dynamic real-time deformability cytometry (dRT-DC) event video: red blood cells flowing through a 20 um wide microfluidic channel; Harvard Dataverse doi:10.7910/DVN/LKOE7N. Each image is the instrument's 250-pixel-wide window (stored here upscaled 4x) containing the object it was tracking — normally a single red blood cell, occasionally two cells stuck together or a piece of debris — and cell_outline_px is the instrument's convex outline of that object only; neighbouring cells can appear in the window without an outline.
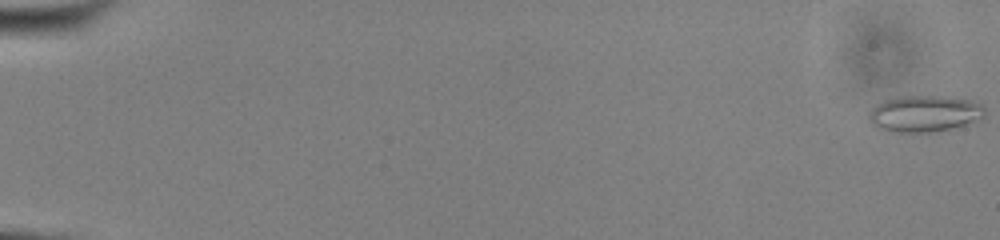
{"species": "common noctule bat (a hibernating species)", "species_latin": "Nyctalus noctula", "temperature_condition": "cold", "stored_images_in_passage": 55, "camera_frame_rate_fps": 3000, "um_per_image_px": 0.085, "animal": {"sex": "male", "body_mass_g": 13.0, "forearm_length_mm": 53.1}, "frame": {"image": 1, "passage_image": 1, "time_ms": 0.0, "image_size_px": [1000, 240], "cell_outline_px": [[984, 116], [980, 120], [932, 132], [888, 132], [876, 128], [868, 120], [868, 116], [872, 108], [876, 104], [884, 100], [900, 96], [948, 96], [972, 100], [984, 104]], "centroid_in_image_um": [78.56, 9.65], "position_along_channel_um": 6.4, "area_um2": 24.85}}
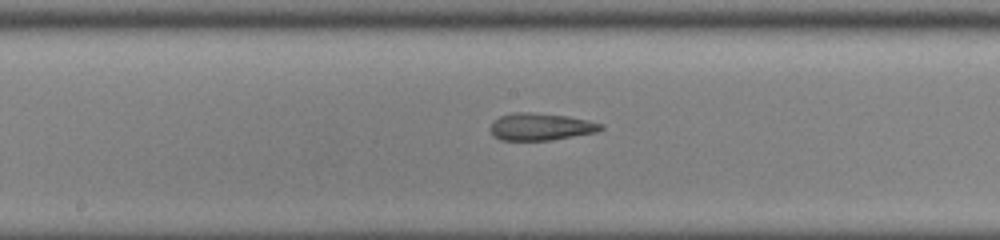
{"frame": {"image": 2, "passage_image": 31, "time_ms": 10.0, "image_size_px": [1000, 240], "cell_outline_px": [[604, 128], [596, 132], [552, 140], [500, 140], [492, 136], [488, 128], [492, 120], [500, 116], [516, 112], [532, 112], [568, 116], [588, 120], [604, 124]], "centroid_in_image_um": [45.92, 10.77], "position_along_channel_um": 202.3, "area_um2": 17.8}}
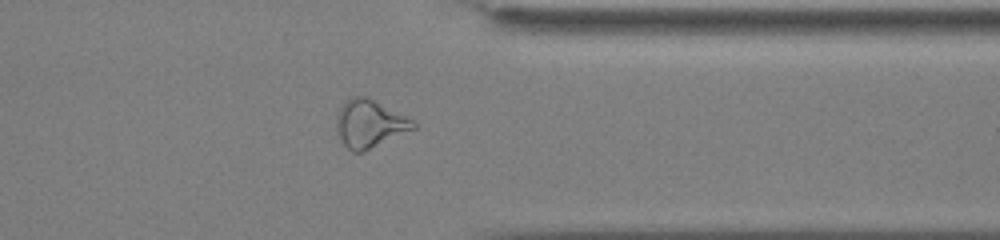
{"frame": {"image": 3, "passage_image": 45, "time_ms": 14.667, "image_size_px": [1000, 240], "cell_outline_px": [[416, 128], [364, 152], [352, 152], [340, 140], [336, 132], [336, 116], [340, 108], [352, 96], [368, 96], [412, 120], [416, 124]], "centroid_in_image_um": [31.39, 10.53], "position_along_channel_um": 380.0, "area_um2": 21.33}, "authors_computed_cell_mechanics": {"area_um2": 20.8658, "velocity_mm_per_s": 3.8734, "shape_relaxation_time_tau1_ms": null, "shape_relaxation_time_tau2_ms": 2.536, "deformation_change_tau1": null, "deformation_change_tau2": 0.1307}}